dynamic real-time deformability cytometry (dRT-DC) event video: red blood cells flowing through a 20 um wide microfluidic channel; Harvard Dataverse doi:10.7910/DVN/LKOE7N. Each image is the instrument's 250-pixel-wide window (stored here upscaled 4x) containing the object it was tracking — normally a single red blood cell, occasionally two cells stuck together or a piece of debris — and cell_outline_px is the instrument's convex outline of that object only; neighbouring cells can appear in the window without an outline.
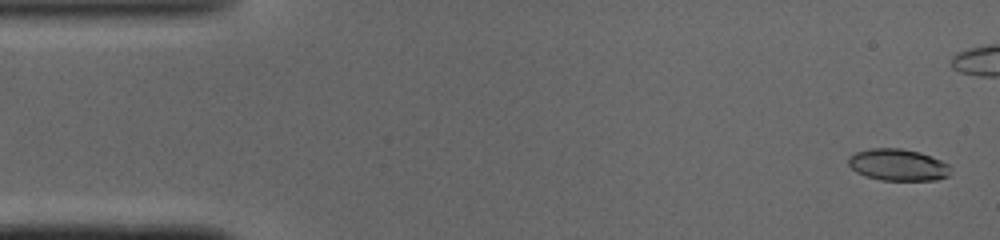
{"species": "common noctule bat (a hibernating species)", "species_latin": "Nyctalus noctula", "temperature_condition": "cold", "stored_images_in_passage": 39, "camera_frame_rate_fps": 3000, "um_per_image_px": 0.085, "animal": {"sex": "male", "body_mass_g": 19.0, "forearm_length_mm": 50.8}, "frame": {"image": 1, "passage_image": 2, "time_ms": 0.333, "image_size_px": [1000, 240], "cell_outline_px": [[948, 176], [936, 180], [880, 180], [856, 172], [848, 164], [848, 156], [856, 152], [872, 148], [900, 148], [920, 152], [940, 160], [948, 164]], "centroid_in_image_um": [76.29, 14.0], "position_along_channel_um": 8.7, "area_um2": 18.73}}
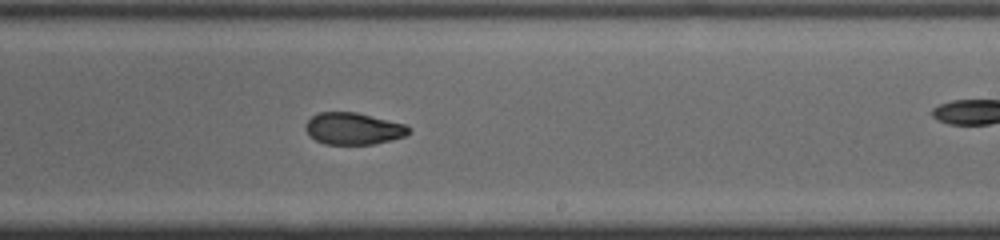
{"frame": {"image": 2, "passage_image": 29, "time_ms": 9.333, "image_size_px": [1000, 240], "cell_outline_px": [[412, 128], [404, 136], [372, 144], [324, 144], [308, 136], [304, 128], [304, 124], [312, 116], [320, 112], [356, 112], [408, 124]], "centroid_in_image_um": [30.01, 10.92], "position_along_channel_um": 259.0, "area_um2": 19.31}}
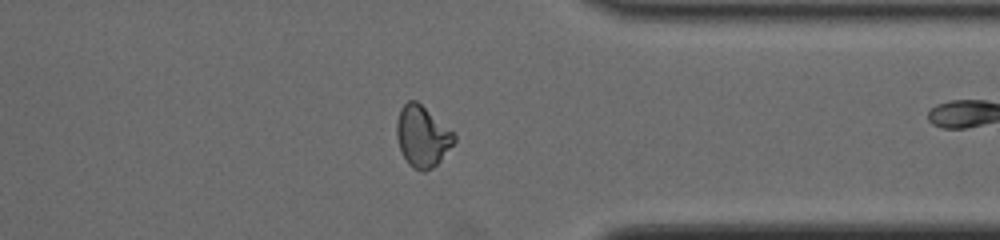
{"frame": {"image": 3, "passage_image": 38, "time_ms": 12.333, "image_size_px": [1000, 240], "cell_outline_px": [[456, 140], [440, 160], [432, 168], [424, 172], [420, 172], [412, 168], [408, 164], [400, 148], [396, 136], [396, 124], [400, 108], [408, 100], [416, 100], [452, 132], [456, 136]], "centroid_in_image_um": [35.86, 11.61], "position_along_channel_um": 375.5, "area_um2": 20.17}}